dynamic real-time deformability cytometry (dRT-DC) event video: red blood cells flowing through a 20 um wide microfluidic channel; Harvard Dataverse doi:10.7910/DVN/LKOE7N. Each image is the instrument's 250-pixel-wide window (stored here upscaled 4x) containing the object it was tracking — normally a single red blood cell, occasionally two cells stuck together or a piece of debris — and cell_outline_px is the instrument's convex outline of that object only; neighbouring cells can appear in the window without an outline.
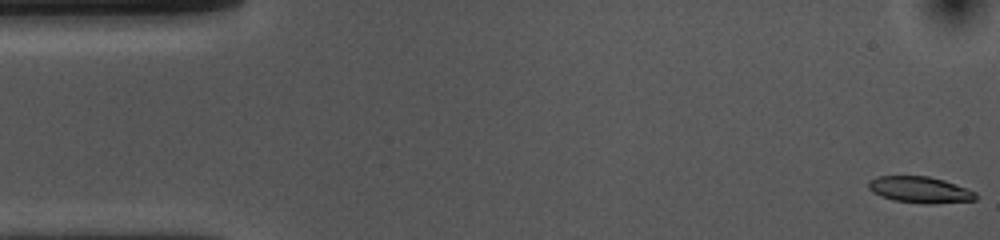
{"species": "common noctule bat (a hibernating species)", "species_latin": "Nyctalus noctula", "temperature_condition": "cold", "stored_images_in_passage": 53, "camera_frame_rate_fps": 3000, "um_per_image_px": 0.085, "animal": {"sex": "female", "body_mass_g": 10.0, "forearm_length_mm": 53.1}, "frame": {"image": 1, "passage_image": 1, "time_ms": 0.0, "image_size_px": [1000, 240], "cell_outline_px": [[980, 196], [976, 200], [928, 204], [924, 204], [892, 200], [880, 196], [872, 192], [868, 188], [868, 180], [876, 176], [928, 176], [944, 180], [956, 184], [976, 192]], "centroid_in_image_um": [78.19, 16.13], "position_along_channel_um": 6.8, "area_um2": 16.7}}
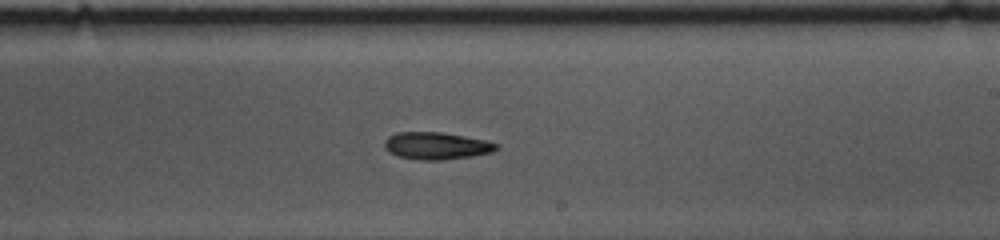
{"frame": {"image": 2, "passage_image": 30, "time_ms": 9.667, "image_size_px": [1000, 240], "cell_outline_px": [[500, 148], [492, 152], [472, 156], [444, 160], [420, 160], [400, 156], [384, 148], [384, 140], [388, 136], [396, 132], [440, 132], [464, 136], [484, 140], [496, 144]], "centroid_in_image_um": [37.09, 12.39], "position_along_channel_um": 251.9, "area_um2": 17.63}}
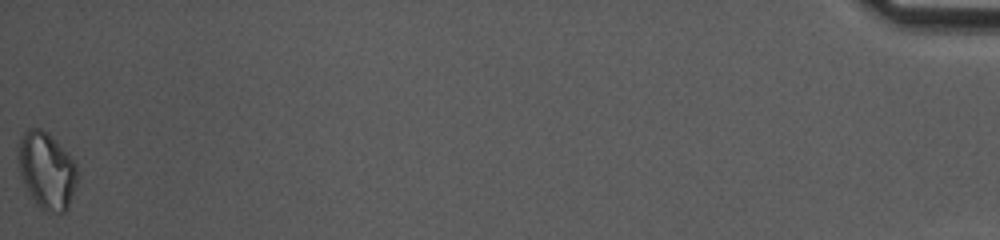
{"frame": {"image": 3, "passage_image": 53, "time_ms": 17.333, "image_size_px": [1000, 240], "cell_outline_px": [[80, 172], [68, 208], [64, 212], [44, 212], [36, 204], [24, 184], [20, 172], [20, 140], [24, 132], [28, 128], [40, 128], [48, 132], [68, 152], [76, 164]], "centroid_in_image_um": [4.02, 14.5], "position_along_channel_um": 431.2, "area_um2": 26.36}, "authors_computed_cell_mechanics": {"area_um2": 17.629, "velocity_mm_per_s": 3.7166, "shape_relaxation_time_tau1_ms": 2.3702, "shape_relaxation_time_tau2_ms": null, "deformation_change_tau1": 0.1354, "deformation_change_tau2": null}}